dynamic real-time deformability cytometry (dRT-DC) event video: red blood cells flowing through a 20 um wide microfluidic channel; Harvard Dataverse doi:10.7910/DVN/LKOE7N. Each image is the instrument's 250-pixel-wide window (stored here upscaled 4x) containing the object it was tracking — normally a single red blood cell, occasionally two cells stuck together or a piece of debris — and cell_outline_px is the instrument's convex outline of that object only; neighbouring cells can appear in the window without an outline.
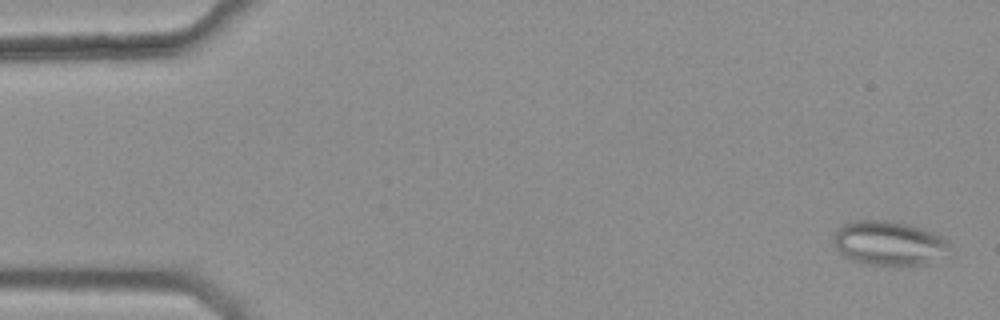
{"species": "common noctule bat (a hibernating species)", "species_latin": "Nyctalus noctula", "temperature_condition": "warm", "stored_images_in_passage": 9, "camera_frame_rate_fps": 3000, "um_per_image_px": 0.085, "animal": {"sex": "female", "body_mass_g": 25.1}, "frame": {"image": 1, "passage_image": 2, "time_ms": 0.333, "image_size_px": [1000, 320], "cell_outline_px": [[948, 248], [924, 264], [868, 264], [852, 260], [844, 256], [832, 244], [832, 236], [844, 224], [852, 220], [892, 220], [908, 224], [932, 232], [940, 236], [948, 244]], "centroid_in_image_um": [75.42, 20.63], "position_along_channel_um": 9.6, "area_um2": 29.13}}